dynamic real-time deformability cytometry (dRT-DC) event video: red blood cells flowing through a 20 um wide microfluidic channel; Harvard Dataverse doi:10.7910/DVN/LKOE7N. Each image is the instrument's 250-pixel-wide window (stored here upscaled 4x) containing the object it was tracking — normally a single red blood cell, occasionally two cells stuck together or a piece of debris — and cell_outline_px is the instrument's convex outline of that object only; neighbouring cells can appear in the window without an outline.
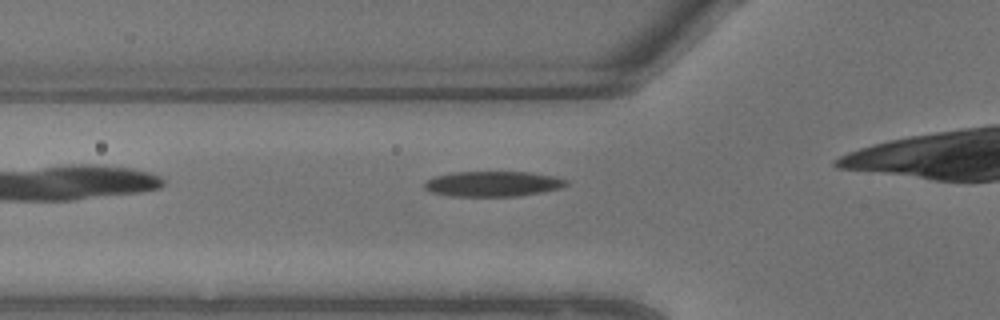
{"species": "common noctule bat (a hibernating species)", "species_latin": "Nyctalus noctula", "temperature_condition": "warm", "stored_images_in_passage": 6, "camera_frame_rate_fps": 3000, "um_per_image_px": 0.085, "animal": {"sex": "male", "body_mass_g": 13.3}, "frame": {"image": 1, "passage_image": 6, "time_ms": 1.667, "image_size_px": [1000, 320], "cell_outline_px": [[568, 184], [560, 188], [540, 192], [516, 196], [452, 196], [432, 192], [424, 188], [424, 180], [436, 176], [452, 172], [528, 172], [556, 176], [568, 180]], "centroid_in_image_um": [41.89, 15.62], "position_along_channel_um": 83.9, "area_um2": 20.87}}